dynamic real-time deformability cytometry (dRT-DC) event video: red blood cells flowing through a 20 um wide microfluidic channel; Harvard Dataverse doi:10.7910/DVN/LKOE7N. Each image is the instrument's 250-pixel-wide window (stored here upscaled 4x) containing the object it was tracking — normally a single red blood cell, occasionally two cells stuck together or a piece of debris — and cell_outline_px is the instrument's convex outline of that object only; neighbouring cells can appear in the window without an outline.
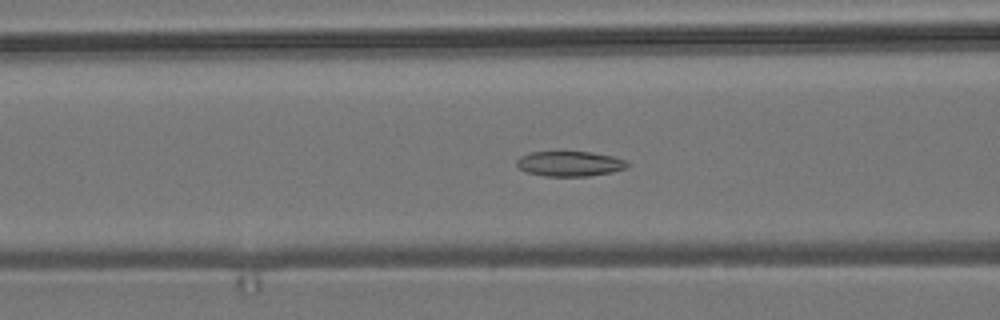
{"species": "common noctule bat (a hibernating species)", "species_latin": "Nyctalus noctula", "temperature_condition": "room temperature", "stored_images_in_passage": 55, "camera_frame_rate_fps": 3000, "um_per_image_px": 0.085, "animal": {"sex": "male", "body_mass_g": 19.2, "forearm_length_mm": 51.8}, "frame": {"image": 1, "passage_image": 22, "time_ms": 7.0, "image_size_px": [1000, 320], "cell_outline_px": [[632, 164], [628, 168], [612, 172], [588, 176], [544, 176], [524, 172], [516, 164], [516, 160], [520, 156], [528, 152], [560, 148], [592, 152], [612, 156], [628, 160]], "centroid_in_image_um": [48.42, 13.86], "position_along_channel_um": 118.2, "area_um2": 17.4}}
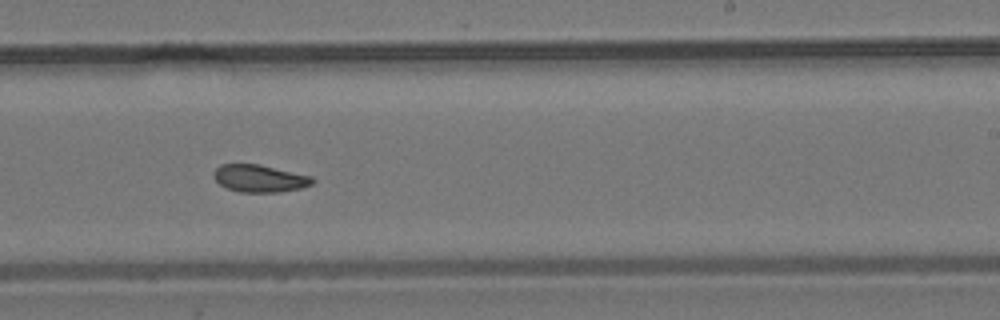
{"frame": {"image": 2, "passage_image": 34, "time_ms": 11.0, "image_size_px": [1000, 320], "cell_outline_px": [[316, 180], [312, 184], [300, 188], [280, 192], [240, 192], [228, 188], [220, 184], [216, 180], [212, 172], [220, 164], [260, 164], [312, 176]], "centroid_in_image_um": [22.08, 15.16], "position_along_channel_um": 266.9, "area_um2": 15.78}}
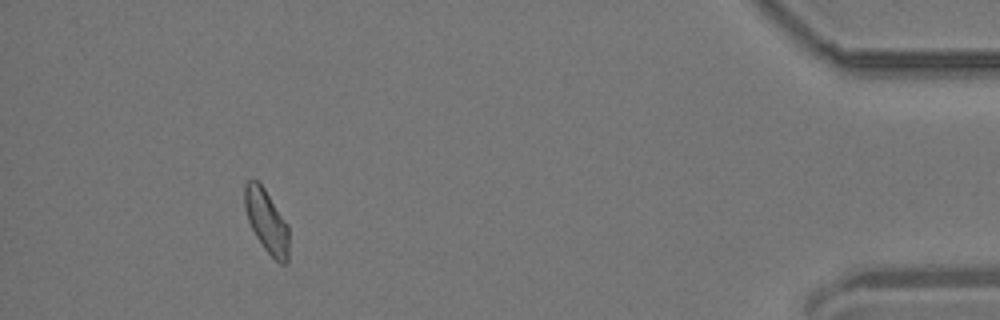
{"frame": {"image": 3, "passage_image": 51, "time_ms": 16.667, "image_size_px": [1000, 320], "cell_outline_px": [[288, 260], [284, 264], [280, 264], [264, 248], [256, 236], [248, 220], [244, 208], [244, 184], [248, 180], [256, 180], [264, 188], [288, 224]], "centroid_in_image_um": [22.65, 18.78], "position_along_channel_um": 412.6, "area_um2": 16.13}, "authors_computed_cell_mechanics": {"area_um2": 16.5886, "velocity_mm_per_s": 3.7227, "shape_relaxation_time_tau1_ms": 5.5341, "shape_relaxation_time_tau2_ms": 3.6438, "deformation_change_tau1": 0.117, "deformation_change_tau2": 0.0871}}